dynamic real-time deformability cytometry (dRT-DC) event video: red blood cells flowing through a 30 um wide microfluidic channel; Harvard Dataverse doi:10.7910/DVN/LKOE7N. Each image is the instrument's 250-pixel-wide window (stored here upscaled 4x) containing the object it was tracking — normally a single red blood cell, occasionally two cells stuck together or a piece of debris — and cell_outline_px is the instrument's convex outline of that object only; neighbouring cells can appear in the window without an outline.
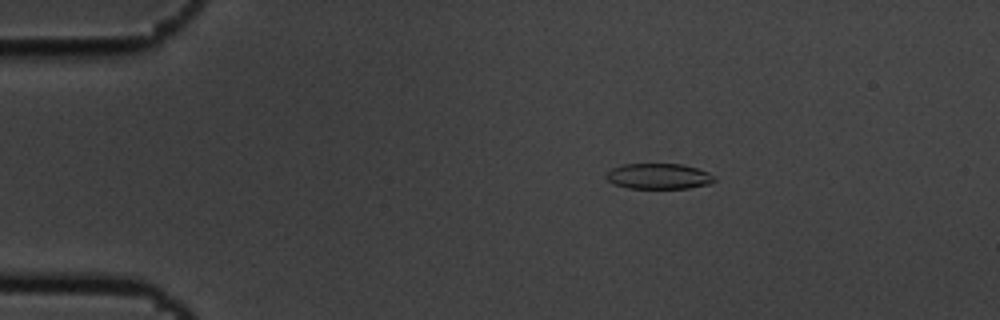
{"species": "common noctule bat (a hibernating species)", "species_latin": "Nyctalus noctula", "temperature_condition": "cold", "stored_images_in_passage": 4, "camera_frame_rate_fps": 3000, "um_per_image_px": 0.085, "animal": {"sex": "male", "body_mass_g": 19.5, "forearm_length_mm": 54.6}, "frame": {"image": 1, "passage_image": 1, "time_ms": 0.0, "image_size_px": [1000, 320], "cell_outline_px": [[716, 180], [712, 184], [688, 188], [628, 188], [616, 184], [608, 180], [604, 176], [612, 168], [620, 164], [680, 164], [696, 168], [708, 172]], "centroid_in_image_um": [55.99, 14.98], "position_along_channel_um": 29.0, "area_um2": 16.07}}
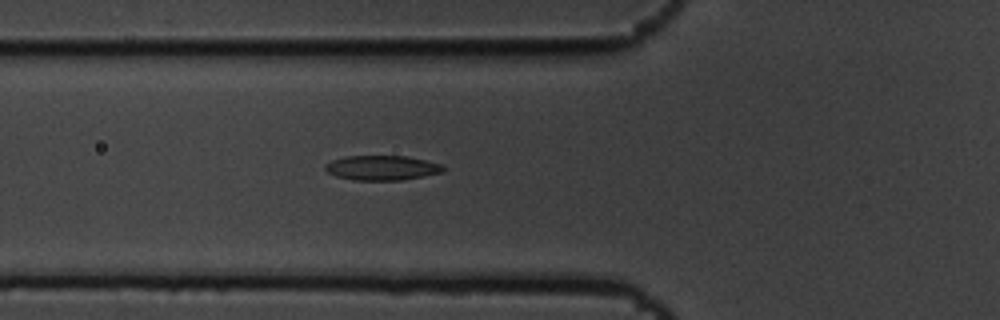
{"frame": {"image": 2, "passage_image": 4, "time_ms": 1.0, "image_size_px": [1000, 320], "cell_outline_px": [[444, 172], [424, 176], [400, 180], [352, 180], [336, 176], [328, 172], [324, 168], [324, 164], [332, 160], [344, 156], [404, 156], [444, 164]], "centroid_in_image_um": [32.46, 14.26], "position_along_channel_um": 93.3, "area_um2": 17.05}}